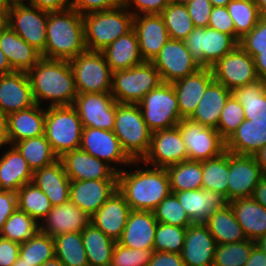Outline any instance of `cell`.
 <instances>
[{
  "label": "cell",
  "instance_id": "6da1fadb",
  "mask_svg": "<svg viewBox=\"0 0 266 266\" xmlns=\"http://www.w3.org/2000/svg\"><path fill=\"white\" fill-rule=\"evenodd\" d=\"M27 74L36 104L48 100V107L73 105L77 92L69 61L41 57Z\"/></svg>",
  "mask_w": 266,
  "mask_h": 266
},
{
  "label": "cell",
  "instance_id": "7a4b0ae2",
  "mask_svg": "<svg viewBox=\"0 0 266 266\" xmlns=\"http://www.w3.org/2000/svg\"><path fill=\"white\" fill-rule=\"evenodd\" d=\"M144 166L117 173V190L131 210L153 211L171 193L170 179L166 168Z\"/></svg>",
  "mask_w": 266,
  "mask_h": 266
},
{
  "label": "cell",
  "instance_id": "3957f363",
  "mask_svg": "<svg viewBox=\"0 0 266 266\" xmlns=\"http://www.w3.org/2000/svg\"><path fill=\"white\" fill-rule=\"evenodd\" d=\"M85 50L83 15L73 8L48 12L46 46L41 57L70 61Z\"/></svg>",
  "mask_w": 266,
  "mask_h": 266
},
{
  "label": "cell",
  "instance_id": "277c9868",
  "mask_svg": "<svg viewBox=\"0 0 266 266\" xmlns=\"http://www.w3.org/2000/svg\"><path fill=\"white\" fill-rule=\"evenodd\" d=\"M134 15L123 5L83 15L85 44L89 51H102L133 29Z\"/></svg>",
  "mask_w": 266,
  "mask_h": 266
},
{
  "label": "cell",
  "instance_id": "5b68a950",
  "mask_svg": "<svg viewBox=\"0 0 266 266\" xmlns=\"http://www.w3.org/2000/svg\"><path fill=\"white\" fill-rule=\"evenodd\" d=\"M113 132L133 161H141L148 153L152 131L144 121L138 104L116 102Z\"/></svg>",
  "mask_w": 266,
  "mask_h": 266
},
{
  "label": "cell",
  "instance_id": "8992f818",
  "mask_svg": "<svg viewBox=\"0 0 266 266\" xmlns=\"http://www.w3.org/2000/svg\"><path fill=\"white\" fill-rule=\"evenodd\" d=\"M82 130L81 119L72 105L47 107L44 135L58 158L80 148Z\"/></svg>",
  "mask_w": 266,
  "mask_h": 266
},
{
  "label": "cell",
  "instance_id": "52a82bcc",
  "mask_svg": "<svg viewBox=\"0 0 266 266\" xmlns=\"http://www.w3.org/2000/svg\"><path fill=\"white\" fill-rule=\"evenodd\" d=\"M163 83L159 71L148 61L112 73L111 94L121 104H138Z\"/></svg>",
  "mask_w": 266,
  "mask_h": 266
},
{
  "label": "cell",
  "instance_id": "ba28073f",
  "mask_svg": "<svg viewBox=\"0 0 266 266\" xmlns=\"http://www.w3.org/2000/svg\"><path fill=\"white\" fill-rule=\"evenodd\" d=\"M69 64L77 94L111 92L113 72L102 51L85 50Z\"/></svg>",
  "mask_w": 266,
  "mask_h": 266
},
{
  "label": "cell",
  "instance_id": "9c48e42d",
  "mask_svg": "<svg viewBox=\"0 0 266 266\" xmlns=\"http://www.w3.org/2000/svg\"><path fill=\"white\" fill-rule=\"evenodd\" d=\"M142 117L152 132L176 127L182 120L173 85L162 83L138 103Z\"/></svg>",
  "mask_w": 266,
  "mask_h": 266
},
{
  "label": "cell",
  "instance_id": "30bf717a",
  "mask_svg": "<svg viewBox=\"0 0 266 266\" xmlns=\"http://www.w3.org/2000/svg\"><path fill=\"white\" fill-rule=\"evenodd\" d=\"M184 42L193 58L203 68H211L238 46V42L231 35L211 27H195Z\"/></svg>",
  "mask_w": 266,
  "mask_h": 266
},
{
  "label": "cell",
  "instance_id": "8fae6325",
  "mask_svg": "<svg viewBox=\"0 0 266 266\" xmlns=\"http://www.w3.org/2000/svg\"><path fill=\"white\" fill-rule=\"evenodd\" d=\"M188 152V160L205 161L226 151V141L217 129L182 118L177 125Z\"/></svg>",
  "mask_w": 266,
  "mask_h": 266
},
{
  "label": "cell",
  "instance_id": "7c38bea8",
  "mask_svg": "<svg viewBox=\"0 0 266 266\" xmlns=\"http://www.w3.org/2000/svg\"><path fill=\"white\" fill-rule=\"evenodd\" d=\"M151 63L159 71L163 83H174L202 68L193 58L184 40L169 39Z\"/></svg>",
  "mask_w": 266,
  "mask_h": 266
},
{
  "label": "cell",
  "instance_id": "4fadbf2b",
  "mask_svg": "<svg viewBox=\"0 0 266 266\" xmlns=\"http://www.w3.org/2000/svg\"><path fill=\"white\" fill-rule=\"evenodd\" d=\"M48 11L30 4L10 7L8 26L40 54L46 46Z\"/></svg>",
  "mask_w": 266,
  "mask_h": 266
},
{
  "label": "cell",
  "instance_id": "5bb4252c",
  "mask_svg": "<svg viewBox=\"0 0 266 266\" xmlns=\"http://www.w3.org/2000/svg\"><path fill=\"white\" fill-rule=\"evenodd\" d=\"M214 80L230 91L259 80L252 56L239 45L211 67Z\"/></svg>",
  "mask_w": 266,
  "mask_h": 266
},
{
  "label": "cell",
  "instance_id": "9a60e30c",
  "mask_svg": "<svg viewBox=\"0 0 266 266\" xmlns=\"http://www.w3.org/2000/svg\"><path fill=\"white\" fill-rule=\"evenodd\" d=\"M116 100L108 93L77 94L73 107L83 128L92 127L113 131L115 127Z\"/></svg>",
  "mask_w": 266,
  "mask_h": 266
},
{
  "label": "cell",
  "instance_id": "2e32d148",
  "mask_svg": "<svg viewBox=\"0 0 266 266\" xmlns=\"http://www.w3.org/2000/svg\"><path fill=\"white\" fill-rule=\"evenodd\" d=\"M188 160V152L179 128L158 130L152 132L148 153L140 161L147 166L167 168L171 165Z\"/></svg>",
  "mask_w": 266,
  "mask_h": 266
},
{
  "label": "cell",
  "instance_id": "e0dca14e",
  "mask_svg": "<svg viewBox=\"0 0 266 266\" xmlns=\"http://www.w3.org/2000/svg\"><path fill=\"white\" fill-rule=\"evenodd\" d=\"M80 149L90 155L106 162L119 163L120 165L139 164L140 161H133L123 150L121 143L113 131L99 128H83Z\"/></svg>",
  "mask_w": 266,
  "mask_h": 266
},
{
  "label": "cell",
  "instance_id": "ac0fdd59",
  "mask_svg": "<svg viewBox=\"0 0 266 266\" xmlns=\"http://www.w3.org/2000/svg\"><path fill=\"white\" fill-rule=\"evenodd\" d=\"M59 159L71 181L117 180V173L122 170L118 166L108 165L80 148L65 152Z\"/></svg>",
  "mask_w": 266,
  "mask_h": 266
},
{
  "label": "cell",
  "instance_id": "d6986e66",
  "mask_svg": "<svg viewBox=\"0 0 266 266\" xmlns=\"http://www.w3.org/2000/svg\"><path fill=\"white\" fill-rule=\"evenodd\" d=\"M263 177L253 156L229 152L228 201L250 198Z\"/></svg>",
  "mask_w": 266,
  "mask_h": 266
},
{
  "label": "cell",
  "instance_id": "ffe728a7",
  "mask_svg": "<svg viewBox=\"0 0 266 266\" xmlns=\"http://www.w3.org/2000/svg\"><path fill=\"white\" fill-rule=\"evenodd\" d=\"M36 105L27 72L14 71L0 76V116Z\"/></svg>",
  "mask_w": 266,
  "mask_h": 266
},
{
  "label": "cell",
  "instance_id": "44dd1931",
  "mask_svg": "<svg viewBox=\"0 0 266 266\" xmlns=\"http://www.w3.org/2000/svg\"><path fill=\"white\" fill-rule=\"evenodd\" d=\"M216 241L204 223L186 227V237L181 250L185 266H213Z\"/></svg>",
  "mask_w": 266,
  "mask_h": 266
},
{
  "label": "cell",
  "instance_id": "7402d4cb",
  "mask_svg": "<svg viewBox=\"0 0 266 266\" xmlns=\"http://www.w3.org/2000/svg\"><path fill=\"white\" fill-rule=\"evenodd\" d=\"M140 53L144 61L151 62L170 39L160 14L137 15L133 19Z\"/></svg>",
  "mask_w": 266,
  "mask_h": 266
},
{
  "label": "cell",
  "instance_id": "603a6c76",
  "mask_svg": "<svg viewBox=\"0 0 266 266\" xmlns=\"http://www.w3.org/2000/svg\"><path fill=\"white\" fill-rule=\"evenodd\" d=\"M40 223V232L52 238L70 232L81 233L90 223L91 217L74 203L53 206L48 215Z\"/></svg>",
  "mask_w": 266,
  "mask_h": 266
},
{
  "label": "cell",
  "instance_id": "cb8c5ba5",
  "mask_svg": "<svg viewBox=\"0 0 266 266\" xmlns=\"http://www.w3.org/2000/svg\"><path fill=\"white\" fill-rule=\"evenodd\" d=\"M117 190V180L71 181L70 201L90 217Z\"/></svg>",
  "mask_w": 266,
  "mask_h": 266
},
{
  "label": "cell",
  "instance_id": "d4e9b609",
  "mask_svg": "<svg viewBox=\"0 0 266 266\" xmlns=\"http://www.w3.org/2000/svg\"><path fill=\"white\" fill-rule=\"evenodd\" d=\"M131 211L125 197L116 190L91 216V223L117 242L124 231Z\"/></svg>",
  "mask_w": 266,
  "mask_h": 266
},
{
  "label": "cell",
  "instance_id": "484cf974",
  "mask_svg": "<svg viewBox=\"0 0 266 266\" xmlns=\"http://www.w3.org/2000/svg\"><path fill=\"white\" fill-rule=\"evenodd\" d=\"M214 81L211 68H200L192 75L172 83L181 118H189L195 111L207 87Z\"/></svg>",
  "mask_w": 266,
  "mask_h": 266
},
{
  "label": "cell",
  "instance_id": "4316f807",
  "mask_svg": "<svg viewBox=\"0 0 266 266\" xmlns=\"http://www.w3.org/2000/svg\"><path fill=\"white\" fill-rule=\"evenodd\" d=\"M157 225L152 211L132 210L117 242L131 249H154Z\"/></svg>",
  "mask_w": 266,
  "mask_h": 266
},
{
  "label": "cell",
  "instance_id": "83f0119b",
  "mask_svg": "<svg viewBox=\"0 0 266 266\" xmlns=\"http://www.w3.org/2000/svg\"><path fill=\"white\" fill-rule=\"evenodd\" d=\"M171 193L176 195L193 223H205L212 213L229 204L223 194L205 189Z\"/></svg>",
  "mask_w": 266,
  "mask_h": 266
},
{
  "label": "cell",
  "instance_id": "f1b7e54d",
  "mask_svg": "<svg viewBox=\"0 0 266 266\" xmlns=\"http://www.w3.org/2000/svg\"><path fill=\"white\" fill-rule=\"evenodd\" d=\"M32 183L43 191L52 206L70 201V183L60 159L33 171Z\"/></svg>",
  "mask_w": 266,
  "mask_h": 266
},
{
  "label": "cell",
  "instance_id": "f546056e",
  "mask_svg": "<svg viewBox=\"0 0 266 266\" xmlns=\"http://www.w3.org/2000/svg\"><path fill=\"white\" fill-rule=\"evenodd\" d=\"M36 104L5 117L10 146L16 142L44 134L46 108Z\"/></svg>",
  "mask_w": 266,
  "mask_h": 266
},
{
  "label": "cell",
  "instance_id": "4dcf8cb0",
  "mask_svg": "<svg viewBox=\"0 0 266 266\" xmlns=\"http://www.w3.org/2000/svg\"><path fill=\"white\" fill-rule=\"evenodd\" d=\"M231 95L232 91L214 80L189 119L205 127L217 129L221 111Z\"/></svg>",
  "mask_w": 266,
  "mask_h": 266
},
{
  "label": "cell",
  "instance_id": "1f68e13d",
  "mask_svg": "<svg viewBox=\"0 0 266 266\" xmlns=\"http://www.w3.org/2000/svg\"><path fill=\"white\" fill-rule=\"evenodd\" d=\"M33 171L20 152L13 146L0 157V191L17 193L32 182Z\"/></svg>",
  "mask_w": 266,
  "mask_h": 266
},
{
  "label": "cell",
  "instance_id": "d6a6232c",
  "mask_svg": "<svg viewBox=\"0 0 266 266\" xmlns=\"http://www.w3.org/2000/svg\"><path fill=\"white\" fill-rule=\"evenodd\" d=\"M0 48L14 71L28 72L41 54L7 26L0 32Z\"/></svg>",
  "mask_w": 266,
  "mask_h": 266
},
{
  "label": "cell",
  "instance_id": "836d02e7",
  "mask_svg": "<svg viewBox=\"0 0 266 266\" xmlns=\"http://www.w3.org/2000/svg\"><path fill=\"white\" fill-rule=\"evenodd\" d=\"M112 72L126 70L145 62L141 56L138 39L132 29L102 50Z\"/></svg>",
  "mask_w": 266,
  "mask_h": 266
},
{
  "label": "cell",
  "instance_id": "e575fe53",
  "mask_svg": "<svg viewBox=\"0 0 266 266\" xmlns=\"http://www.w3.org/2000/svg\"><path fill=\"white\" fill-rule=\"evenodd\" d=\"M236 220L244 230L247 239L256 241L266 235V208L250 198H239L229 202Z\"/></svg>",
  "mask_w": 266,
  "mask_h": 266
},
{
  "label": "cell",
  "instance_id": "d590c367",
  "mask_svg": "<svg viewBox=\"0 0 266 266\" xmlns=\"http://www.w3.org/2000/svg\"><path fill=\"white\" fill-rule=\"evenodd\" d=\"M266 145V124L245 119L226 141V150L236 155L252 156Z\"/></svg>",
  "mask_w": 266,
  "mask_h": 266
},
{
  "label": "cell",
  "instance_id": "8d00e7d4",
  "mask_svg": "<svg viewBox=\"0 0 266 266\" xmlns=\"http://www.w3.org/2000/svg\"><path fill=\"white\" fill-rule=\"evenodd\" d=\"M204 224L208 227L216 244L248 240L230 204L212 213Z\"/></svg>",
  "mask_w": 266,
  "mask_h": 266
},
{
  "label": "cell",
  "instance_id": "74e56055",
  "mask_svg": "<svg viewBox=\"0 0 266 266\" xmlns=\"http://www.w3.org/2000/svg\"><path fill=\"white\" fill-rule=\"evenodd\" d=\"M232 95L243 107L245 119L251 120V123L266 124V82L259 79L234 89Z\"/></svg>",
  "mask_w": 266,
  "mask_h": 266
},
{
  "label": "cell",
  "instance_id": "f35d334b",
  "mask_svg": "<svg viewBox=\"0 0 266 266\" xmlns=\"http://www.w3.org/2000/svg\"><path fill=\"white\" fill-rule=\"evenodd\" d=\"M81 234L89 266H110L116 241L92 223Z\"/></svg>",
  "mask_w": 266,
  "mask_h": 266
},
{
  "label": "cell",
  "instance_id": "ab89813d",
  "mask_svg": "<svg viewBox=\"0 0 266 266\" xmlns=\"http://www.w3.org/2000/svg\"><path fill=\"white\" fill-rule=\"evenodd\" d=\"M13 146L20 152L32 171L48 166L59 159L44 134L16 142Z\"/></svg>",
  "mask_w": 266,
  "mask_h": 266
},
{
  "label": "cell",
  "instance_id": "60d3db41",
  "mask_svg": "<svg viewBox=\"0 0 266 266\" xmlns=\"http://www.w3.org/2000/svg\"><path fill=\"white\" fill-rule=\"evenodd\" d=\"M202 189L223 194L228 199L229 151L202 161Z\"/></svg>",
  "mask_w": 266,
  "mask_h": 266
},
{
  "label": "cell",
  "instance_id": "b9f144b4",
  "mask_svg": "<svg viewBox=\"0 0 266 266\" xmlns=\"http://www.w3.org/2000/svg\"><path fill=\"white\" fill-rule=\"evenodd\" d=\"M171 192L202 189V161H183L166 168Z\"/></svg>",
  "mask_w": 266,
  "mask_h": 266
},
{
  "label": "cell",
  "instance_id": "7bdbcfd3",
  "mask_svg": "<svg viewBox=\"0 0 266 266\" xmlns=\"http://www.w3.org/2000/svg\"><path fill=\"white\" fill-rule=\"evenodd\" d=\"M55 257L65 266H89L82 234L64 233L54 237Z\"/></svg>",
  "mask_w": 266,
  "mask_h": 266
},
{
  "label": "cell",
  "instance_id": "ee69618b",
  "mask_svg": "<svg viewBox=\"0 0 266 266\" xmlns=\"http://www.w3.org/2000/svg\"><path fill=\"white\" fill-rule=\"evenodd\" d=\"M17 204L19 210L26 212L39 223L53 207L49 198L32 182L24 184L17 191Z\"/></svg>",
  "mask_w": 266,
  "mask_h": 266
},
{
  "label": "cell",
  "instance_id": "f6af8a7d",
  "mask_svg": "<svg viewBox=\"0 0 266 266\" xmlns=\"http://www.w3.org/2000/svg\"><path fill=\"white\" fill-rule=\"evenodd\" d=\"M235 27V40L249 33L258 23L261 15L254 0H231L226 6Z\"/></svg>",
  "mask_w": 266,
  "mask_h": 266
},
{
  "label": "cell",
  "instance_id": "bcb514c9",
  "mask_svg": "<svg viewBox=\"0 0 266 266\" xmlns=\"http://www.w3.org/2000/svg\"><path fill=\"white\" fill-rule=\"evenodd\" d=\"M39 225V222L17 208L6 220L0 236L22 244L40 231Z\"/></svg>",
  "mask_w": 266,
  "mask_h": 266
},
{
  "label": "cell",
  "instance_id": "7dc6e473",
  "mask_svg": "<svg viewBox=\"0 0 266 266\" xmlns=\"http://www.w3.org/2000/svg\"><path fill=\"white\" fill-rule=\"evenodd\" d=\"M160 15L170 39L185 40L195 28L186 5L168 4Z\"/></svg>",
  "mask_w": 266,
  "mask_h": 266
},
{
  "label": "cell",
  "instance_id": "c3c4849f",
  "mask_svg": "<svg viewBox=\"0 0 266 266\" xmlns=\"http://www.w3.org/2000/svg\"><path fill=\"white\" fill-rule=\"evenodd\" d=\"M19 257L33 266H41L55 257L54 238L39 231L31 240L20 245Z\"/></svg>",
  "mask_w": 266,
  "mask_h": 266
},
{
  "label": "cell",
  "instance_id": "681fc988",
  "mask_svg": "<svg viewBox=\"0 0 266 266\" xmlns=\"http://www.w3.org/2000/svg\"><path fill=\"white\" fill-rule=\"evenodd\" d=\"M255 242L245 240L230 244H217L213 266H245Z\"/></svg>",
  "mask_w": 266,
  "mask_h": 266
},
{
  "label": "cell",
  "instance_id": "f907efd6",
  "mask_svg": "<svg viewBox=\"0 0 266 266\" xmlns=\"http://www.w3.org/2000/svg\"><path fill=\"white\" fill-rule=\"evenodd\" d=\"M152 212L159 223L178 227L193 224L174 193H170Z\"/></svg>",
  "mask_w": 266,
  "mask_h": 266
},
{
  "label": "cell",
  "instance_id": "816d5d0a",
  "mask_svg": "<svg viewBox=\"0 0 266 266\" xmlns=\"http://www.w3.org/2000/svg\"><path fill=\"white\" fill-rule=\"evenodd\" d=\"M186 237V227L159 223L155 231L154 251L181 253Z\"/></svg>",
  "mask_w": 266,
  "mask_h": 266
},
{
  "label": "cell",
  "instance_id": "f5cc1de1",
  "mask_svg": "<svg viewBox=\"0 0 266 266\" xmlns=\"http://www.w3.org/2000/svg\"><path fill=\"white\" fill-rule=\"evenodd\" d=\"M245 120L244 109L240 102L231 95L221 111L217 131L227 141Z\"/></svg>",
  "mask_w": 266,
  "mask_h": 266
},
{
  "label": "cell",
  "instance_id": "db71d44e",
  "mask_svg": "<svg viewBox=\"0 0 266 266\" xmlns=\"http://www.w3.org/2000/svg\"><path fill=\"white\" fill-rule=\"evenodd\" d=\"M154 249H131L116 242L110 266H148Z\"/></svg>",
  "mask_w": 266,
  "mask_h": 266
},
{
  "label": "cell",
  "instance_id": "11a10c76",
  "mask_svg": "<svg viewBox=\"0 0 266 266\" xmlns=\"http://www.w3.org/2000/svg\"><path fill=\"white\" fill-rule=\"evenodd\" d=\"M238 45L253 58L257 50H266V17H260L256 26L239 41Z\"/></svg>",
  "mask_w": 266,
  "mask_h": 266
},
{
  "label": "cell",
  "instance_id": "9f6ffc18",
  "mask_svg": "<svg viewBox=\"0 0 266 266\" xmlns=\"http://www.w3.org/2000/svg\"><path fill=\"white\" fill-rule=\"evenodd\" d=\"M126 4V0H73L72 8L81 15L114 9Z\"/></svg>",
  "mask_w": 266,
  "mask_h": 266
},
{
  "label": "cell",
  "instance_id": "6f0895ef",
  "mask_svg": "<svg viewBox=\"0 0 266 266\" xmlns=\"http://www.w3.org/2000/svg\"><path fill=\"white\" fill-rule=\"evenodd\" d=\"M186 6L194 27H208L213 8L209 0H191Z\"/></svg>",
  "mask_w": 266,
  "mask_h": 266
},
{
  "label": "cell",
  "instance_id": "680465c9",
  "mask_svg": "<svg viewBox=\"0 0 266 266\" xmlns=\"http://www.w3.org/2000/svg\"><path fill=\"white\" fill-rule=\"evenodd\" d=\"M208 27L231 35L235 39V27L226 7H213Z\"/></svg>",
  "mask_w": 266,
  "mask_h": 266
},
{
  "label": "cell",
  "instance_id": "91938a15",
  "mask_svg": "<svg viewBox=\"0 0 266 266\" xmlns=\"http://www.w3.org/2000/svg\"><path fill=\"white\" fill-rule=\"evenodd\" d=\"M132 4L135 5L136 12L130 9ZM167 5L166 0H126L125 4L134 16L161 14Z\"/></svg>",
  "mask_w": 266,
  "mask_h": 266
},
{
  "label": "cell",
  "instance_id": "94428289",
  "mask_svg": "<svg viewBox=\"0 0 266 266\" xmlns=\"http://www.w3.org/2000/svg\"><path fill=\"white\" fill-rule=\"evenodd\" d=\"M20 245L0 236V266H12L19 257Z\"/></svg>",
  "mask_w": 266,
  "mask_h": 266
},
{
  "label": "cell",
  "instance_id": "6125c7cd",
  "mask_svg": "<svg viewBox=\"0 0 266 266\" xmlns=\"http://www.w3.org/2000/svg\"><path fill=\"white\" fill-rule=\"evenodd\" d=\"M17 208V193L0 191V233L6 220Z\"/></svg>",
  "mask_w": 266,
  "mask_h": 266
},
{
  "label": "cell",
  "instance_id": "be15d7a7",
  "mask_svg": "<svg viewBox=\"0 0 266 266\" xmlns=\"http://www.w3.org/2000/svg\"><path fill=\"white\" fill-rule=\"evenodd\" d=\"M148 266H185L178 253L154 251Z\"/></svg>",
  "mask_w": 266,
  "mask_h": 266
},
{
  "label": "cell",
  "instance_id": "e7e4bbea",
  "mask_svg": "<svg viewBox=\"0 0 266 266\" xmlns=\"http://www.w3.org/2000/svg\"><path fill=\"white\" fill-rule=\"evenodd\" d=\"M30 5L48 12L63 11L72 8L73 0H31Z\"/></svg>",
  "mask_w": 266,
  "mask_h": 266
},
{
  "label": "cell",
  "instance_id": "03108f58",
  "mask_svg": "<svg viewBox=\"0 0 266 266\" xmlns=\"http://www.w3.org/2000/svg\"><path fill=\"white\" fill-rule=\"evenodd\" d=\"M253 59L258 78L266 82V50H257V55Z\"/></svg>",
  "mask_w": 266,
  "mask_h": 266
},
{
  "label": "cell",
  "instance_id": "003e7915",
  "mask_svg": "<svg viewBox=\"0 0 266 266\" xmlns=\"http://www.w3.org/2000/svg\"><path fill=\"white\" fill-rule=\"evenodd\" d=\"M251 197L266 208V176H263L255 186Z\"/></svg>",
  "mask_w": 266,
  "mask_h": 266
},
{
  "label": "cell",
  "instance_id": "a7ac6f4b",
  "mask_svg": "<svg viewBox=\"0 0 266 266\" xmlns=\"http://www.w3.org/2000/svg\"><path fill=\"white\" fill-rule=\"evenodd\" d=\"M245 266H266V254L254 246Z\"/></svg>",
  "mask_w": 266,
  "mask_h": 266
},
{
  "label": "cell",
  "instance_id": "89a4df30",
  "mask_svg": "<svg viewBox=\"0 0 266 266\" xmlns=\"http://www.w3.org/2000/svg\"><path fill=\"white\" fill-rule=\"evenodd\" d=\"M252 156L255 158L256 163L261 168L263 176H266V145L260 148Z\"/></svg>",
  "mask_w": 266,
  "mask_h": 266
},
{
  "label": "cell",
  "instance_id": "2644e50d",
  "mask_svg": "<svg viewBox=\"0 0 266 266\" xmlns=\"http://www.w3.org/2000/svg\"><path fill=\"white\" fill-rule=\"evenodd\" d=\"M9 145V138L7 133V122L5 117L0 116V147Z\"/></svg>",
  "mask_w": 266,
  "mask_h": 266
},
{
  "label": "cell",
  "instance_id": "8c879c8a",
  "mask_svg": "<svg viewBox=\"0 0 266 266\" xmlns=\"http://www.w3.org/2000/svg\"><path fill=\"white\" fill-rule=\"evenodd\" d=\"M12 72H14V70L12 69L9 61L7 60L6 55L0 48V76Z\"/></svg>",
  "mask_w": 266,
  "mask_h": 266
},
{
  "label": "cell",
  "instance_id": "753ad0ef",
  "mask_svg": "<svg viewBox=\"0 0 266 266\" xmlns=\"http://www.w3.org/2000/svg\"><path fill=\"white\" fill-rule=\"evenodd\" d=\"M8 26V11H0V32Z\"/></svg>",
  "mask_w": 266,
  "mask_h": 266
},
{
  "label": "cell",
  "instance_id": "34e18365",
  "mask_svg": "<svg viewBox=\"0 0 266 266\" xmlns=\"http://www.w3.org/2000/svg\"><path fill=\"white\" fill-rule=\"evenodd\" d=\"M255 242V246L266 254V235L258 238Z\"/></svg>",
  "mask_w": 266,
  "mask_h": 266
},
{
  "label": "cell",
  "instance_id": "11e5206c",
  "mask_svg": "<svg viewBox=\"0 0 266 266\" xmlns=\"http://www.w3.org/2000/svg\"><path fill=\"white\" fill-rule=\"evenodd\" d=\"M254 2L258 6L260 15L266 17V0H254Z\"/></svg>",
  "mask_w": 266,
  "mask_h": 266
},
{
  "label": "cell",
  "instance_id": "2a66077c",
  "mask_svg": "<svg viewBox=\"0 0 266 266\" xmlns=\"http://www.w3.org/2000/svg\"><path fill=\"white\" fill-rule=\"evenodd\" d=\"M41 266H65L58 258L54 257L51 260H48Z\"/></svg>",
  "mask_w": 266,
  "mask_h": 266
},
{
  "label": "cell",
  "instance_id": "b9fcfbb0",
  "mask_svg": "<svg viewBox=\"0 0 266 266\" xmlns=\"http://www.w3.org/2000/svg\"><path fill=\"white\" fill-rule=\"evenodd\" d=\"M5 1L9 7H13V6H17V5H26V3H24V2H27V4L29 2V4H30L31 0H5Z\"/></svg>",
  "mask_w": 266,
  "mask_h": 266
},
{
  "label": "cell",
  "instance_id": "09005b40",
  "mask_svg": "<svg viewBox=\"0 0 266 266\" xmlns=\"http://www.w3.org/2000/svg\"><path fill=\"white\" fill-rule=\"evenodd\" d=\"M213 7H226L231 0H209Z\"/></svg>",
  "mask_w": 266,
  "mask_h": 266
},
{
  "label": "cell",
  "instance_id": "979ff035",
  "mask_svg": "<svg viewBox=\"0 0 266 266\" xmlns=\"http://www.w3.org/2000/svg\"><path fill=\"white\" fill-rule=\"evenodd\" d=\"M12 266H33V264L26 262L21 257H18Z\"/></svg>",
  "mask_w": 266,
  "mask_h": 266
},
{
  "label": "cell",
  "instance_id": "deb4b68c",
  "mask_svg": "<svg viewBox=\"0 0 266 266\" xmlns=\"http://www.w3.org/2000/svg\"><path fill=\"white\" fill-rule=\"evenodd\" d=\"M10 7L5 0H0V11H9Z\"/></svg>",
  "mask_w": 266,
  "mask_h": 266
},
{
  "label": "cell",
  "instance_id": "67dfc351",
  "mask_svg": "<svg viewBox=\"0 0 266 266\" xmlns=\"http://www.w3.org/2000/svg\"><path fill=\"white\" fill-rule=\"evenodd\" d=\"M191 0H176V4H183L186 5L188 2H190Z\"/></svg>",
  "mask_w": 266,
  "mask_h": 266
},
{
  "label": "cell",
  "instance_id": "b62a3aed",
  "mask_svg": "<svg viewBox=\"0 0 266 266\" xmlns=\"http://www.w3.org/2000/svg\"><path fill=\"white\" fill-rule=\"evenodd\" d=\"M168 4H176V0H166Z\"/></svg>",
  "mask_w": 266,
  "mask_h": 266
}]
</instances>
